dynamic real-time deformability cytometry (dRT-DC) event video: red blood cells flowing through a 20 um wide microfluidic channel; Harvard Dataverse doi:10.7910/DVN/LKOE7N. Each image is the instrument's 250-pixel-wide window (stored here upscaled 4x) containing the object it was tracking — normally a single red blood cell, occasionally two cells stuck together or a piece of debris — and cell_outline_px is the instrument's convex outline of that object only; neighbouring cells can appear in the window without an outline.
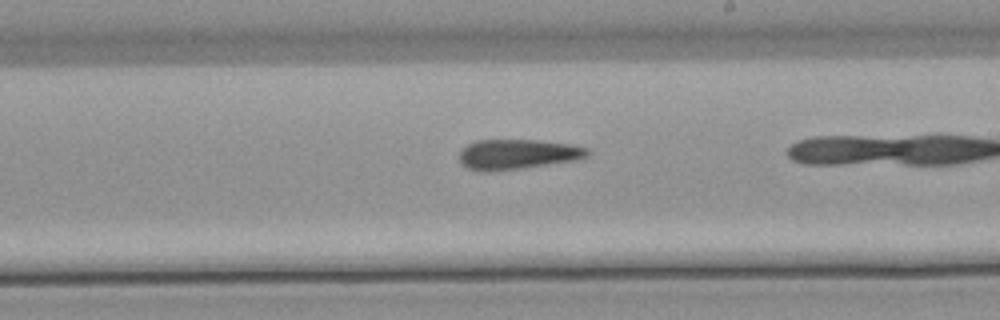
{"species": "common noctule bat (a hibernating species)", "species_latin": "Nyctalus noctula", "temperature_condition": "warm", "stored_images_in_passage": 37, "camera_frame_rate_fps": 3000, "um_per_image_px": 0.085, "animal": {"sex": "male", "body_mass_g": 21.5, "forearm_length_mm": 52.0}, "frame": {"image": 1, "passage_image": 27, "time_ms": 8.667, "image_size_px": [1000, 320], "cell_outline_px": [[592, 152], [588, 156], [580, 160], [520, 168], [488, 172], [480, 172], [468, 168], [460, 164], [460, 152], [468, 144], [476, 140], [536, 140], [568, 144], [588, 148]], "centroid_in_image_um": [44.01, 13.12], "position_along_channel_um": 245.0, "area_um2": 22.54}}
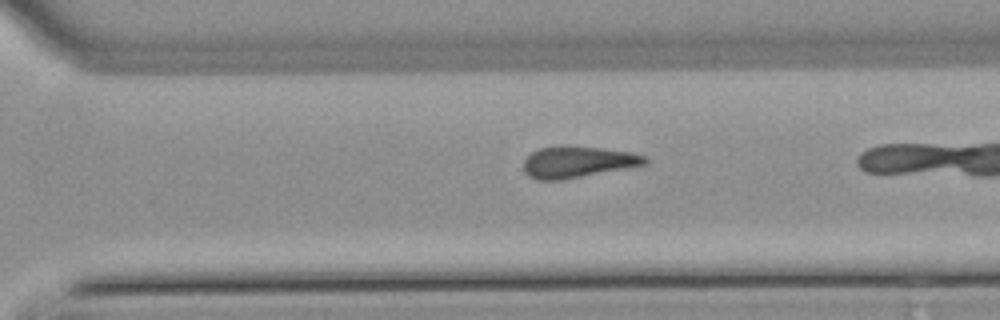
{"frame": {"image": 2, "passage_image": 33, "time_ms": 10.667, "image_size_px": [1000, 320], "cell_outline_px": [[648, 160], [644, 164], [560, 180], [536, 180], [528, 176], [524, 172], [524, 160], [532, 152], [540, 148], [560, 144], [568, 144], [632, 152], [648, 156]], "centroid_in_image_um": [49.05, 13.73], "position_along_channel_um": 321.6, "area_um2": 22.25}}